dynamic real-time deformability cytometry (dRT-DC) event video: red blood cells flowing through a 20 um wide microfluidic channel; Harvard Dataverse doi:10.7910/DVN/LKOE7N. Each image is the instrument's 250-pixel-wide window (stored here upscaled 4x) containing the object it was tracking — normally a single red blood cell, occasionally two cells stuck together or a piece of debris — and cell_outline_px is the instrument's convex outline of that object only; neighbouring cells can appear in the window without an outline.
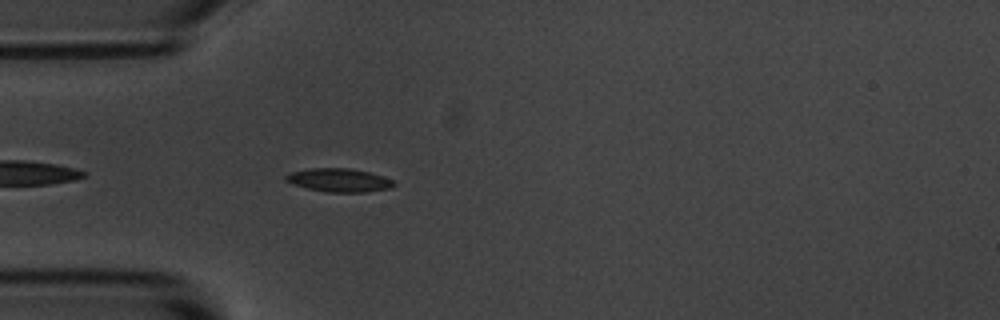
{"species": "common noctule bat (a hibernating species)", "species_latin": "Nyctalus noctula", "temperature_condition": "room temperature", "stored_images_in_passage": 41, "camera_frame_rate_fps": 3000, "um_per_image_px": 0.085, "animal": {"sex": "male", "body_mass_g": 20.1, "forearm_length_mm": 53.5}, "frame": {"image": 1, "passage_image": 1, "time_ms": 0.0, "image_size_px": [1000, 320], "cell_outline_px": [[396, 184], [392, 188], [364, 192], [328, 192], [308, 188], [284, 180], [284, 176], [292, 172], [312, 168], [348, 168], [368, 172], [392, 180]], "centroid_in_image_um": [28.83, 15.31], "position_along_channel_um": 56.2, "area_um2": 14.45}}
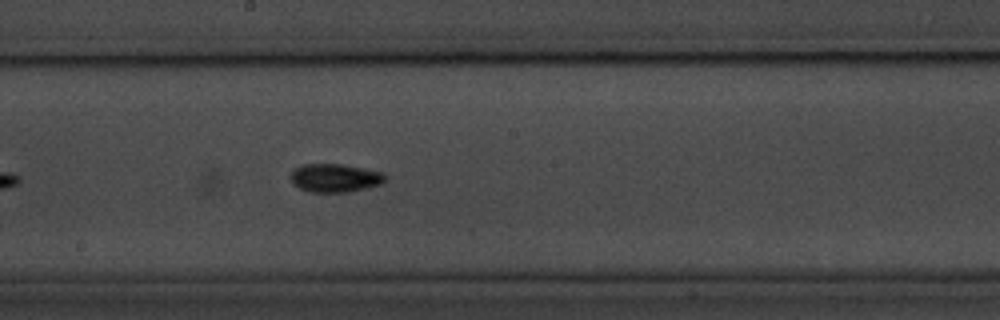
{"frame": {"image": 2, "passage_image": 15, "time_ms": 4.667, "image_size_px": [1000, 320], "cell_outline_px": [[384, 180], [380, 184], [348, 192], [308, 192], [292, 184], [292, 172], [296, 168], [304, 164], [340, 164], [384, 172]], "centroid_in_image_um": [28.45, 15.13], "position_along_channel_um": 219.7, "area_um2": 15.37}}
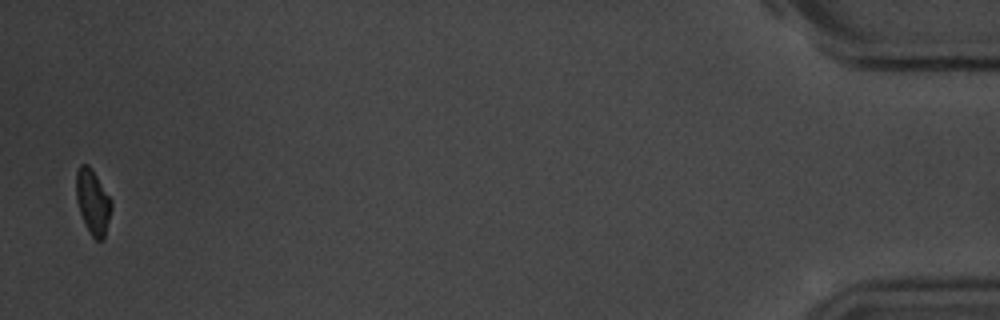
{"frame": {"image": 3, "passage_image": 40, "time_ms": 13.0, "image_size_px": [1000, 320], "cell_outline_px": [[112, 208], [104, 240], [96, 240], [92, 236], [80, 212], [76, 200], [76, 172], [80, 164], [88, 164], [92, 168], [112, 200]], "centroid_in_image_um": [7.9, 17.13], "position_along_channel_um": 427.3, "area_um2": 13.35}, "authors_computed_cell_mechanics": {"area_um2": 14.0454, "velocity_mm_per_s": 3.5884, "shape_relaxation_time_tau1_ms": null, "shape_relaxation_time_tau2_ms": 10.9362, "deformation_change_tau1": null, "deformation_change_tau2": 0.145}}